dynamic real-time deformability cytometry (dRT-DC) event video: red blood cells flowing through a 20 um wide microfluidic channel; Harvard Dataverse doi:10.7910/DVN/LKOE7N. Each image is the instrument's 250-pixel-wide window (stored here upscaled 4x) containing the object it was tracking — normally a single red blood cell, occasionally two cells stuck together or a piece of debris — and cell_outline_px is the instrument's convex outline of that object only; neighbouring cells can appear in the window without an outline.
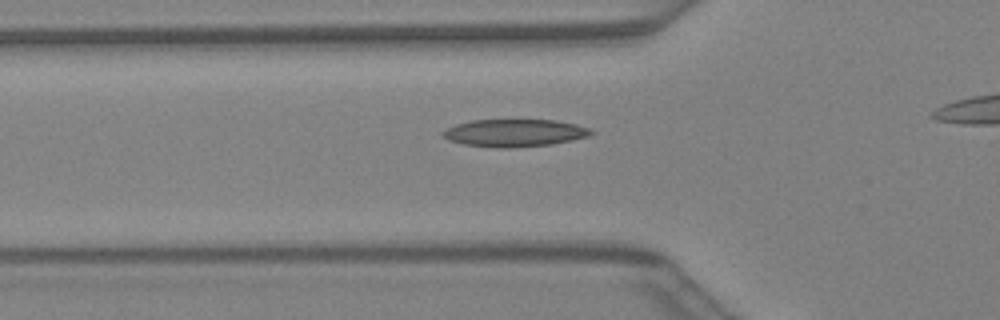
{"species": "Egyptian fruit bat (a non-hibernating species)", "species_latin": "Rousettus aegyptiacus", "temperature_condition": "warm", "stored_images_in_passage": 28, "camera_frame_rate_fps": 3000, "um_per_image_px": 0.085, "animal": {"sex": "female"}, "frame": {"image": 1, "passage_image": 8, "time_ms": 2.333, "image_size_px": [1000, 320], "cell_outline_px": [[596, 132], [588, 136], [572, 140], [552, 144], [508, 148], [496, 148], [464, 144], [448, 140], [440, 132], [456, 124], [472, 120], [556, 120], [576, 124], [592, 128]], "centroid_in_image_um": [43.77, 11.3], "position_along_channel_um": 82.0, "area_um2": 23.81}}
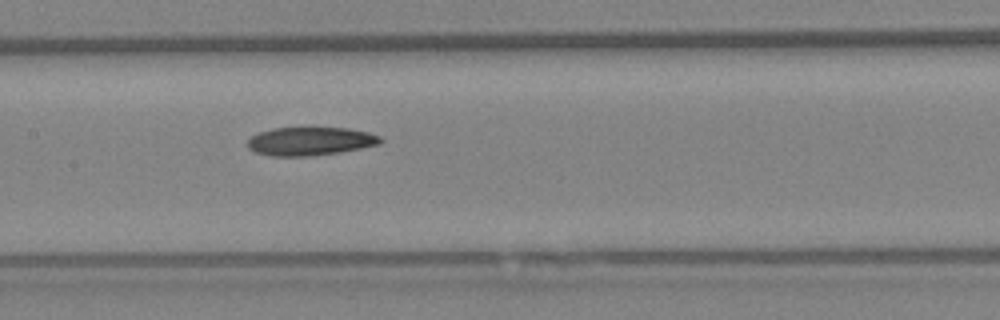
{"frame": {"image": 2, "passage_image": 14, "time_ms": 4.333, "image_size_px": [1000, 320], "cell_outline_px": [[384, 140], [380, 144], [340, 152], [308, 156], [272, 156], [256, 152], [248, 148], [248, 140], [252, 136], [260, 132], [272, 128], [348, 128], [368, 132], [380, 136]], "centroid_in_image_um": [26.39, 12.0], "position_along_channel_um": 181.0, "area_um2": 21.85}}
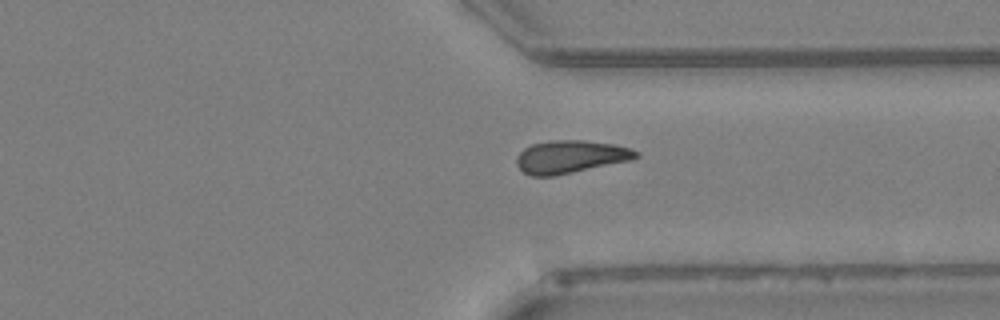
{"frame": {"image": 3, "passage_image": 25, "time_ms": 8.0, "image_size_px": [1000, 320], "cell_outline_px": [[640, 156], [632, 160], [552, 176], [532, 176], [524, 172], [516, 164], [516, 156], [524, 148], [532, 144], [548, 140], [584, 140], [616, 144], [640, 152]], "centroid_in_image_um": [48.49, 13.31], "position_along_channel_um": 362.9, "area_um2": 22.89}}